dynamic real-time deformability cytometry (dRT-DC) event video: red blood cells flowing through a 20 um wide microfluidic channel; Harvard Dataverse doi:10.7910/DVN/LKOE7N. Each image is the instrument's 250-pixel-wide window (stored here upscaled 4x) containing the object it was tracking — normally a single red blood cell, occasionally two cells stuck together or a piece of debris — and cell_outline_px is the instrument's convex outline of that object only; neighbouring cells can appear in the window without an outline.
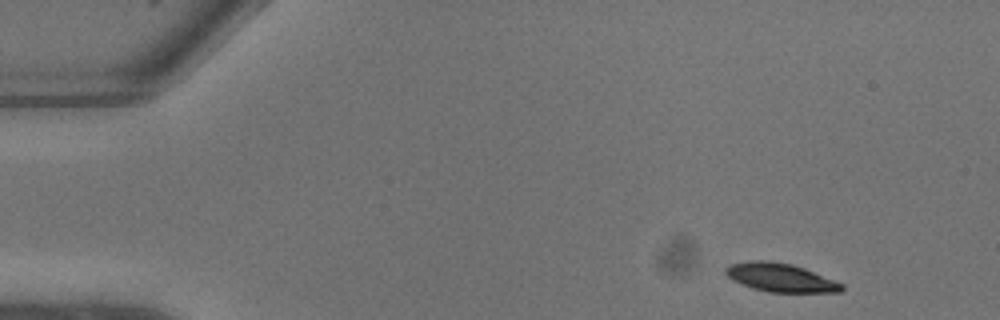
{"species": "common noctule bat (a hibernating species)", "species_latin": "Nyctalus noctula", "temperature_condition": "warm", "stored_images_in_passage": 7, "camera_frame_rate_fps": 3000, "um_per_image_px": 0.085, "animal": {"sex": "male", "body_mass_g": 13.3}, "frame": {"image": 1, "passage_image": 1, "time_ms": 0.0, "image_size_px": [1000, 320], "cell_outline_px": [[844, 288], [840, 292], [768, 292], [752, 288], [732, 280], [724, 272], [724, 268], [732, 264], [748, 260], [772, 260], [792, 264], [804, 268], [844, 284]], "centroid_in_image_um": [66.32, 23.58], "position_along_channel_um": 18.7, "area_um2": 19.36}}
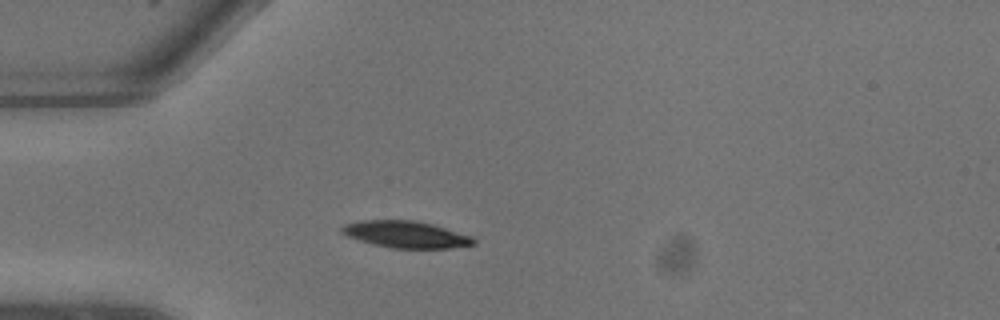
{"frame": {"image": 2, "passage_image": 5, "time_ms": 1.333, "image_size_px": [1000, 320], "cell_outline_px": [[476, 244], [452, 248], [392, 248], [372, 244], [348, 236], [340, 232], [340, 228], [344, 224], [364, 220], [416, 220], [432, 224], [472, 236], [476, 240]], "centroid_in_image_um": [34.51, 19.92], "position_along_channel_um": 50.5, "area_um2": 20.58}}